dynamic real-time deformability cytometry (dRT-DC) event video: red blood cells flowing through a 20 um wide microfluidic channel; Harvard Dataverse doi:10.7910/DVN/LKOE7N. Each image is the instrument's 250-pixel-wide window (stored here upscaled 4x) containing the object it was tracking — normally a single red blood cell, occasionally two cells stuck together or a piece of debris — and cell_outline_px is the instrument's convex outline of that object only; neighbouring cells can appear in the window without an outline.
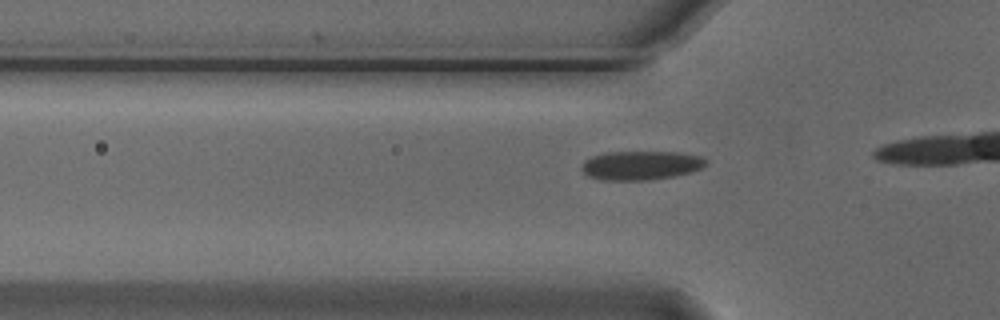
{"species": "Egyptian fruit bat (a non-hibernating species)", "species_latin": "Rousettus aegyptiacus", "temperature_condition": "cold", "stored_images_in_passage": 16, "camera_frame_rate_fps": 3000, "um_per_image_px": 0.085, "animal": {"sex": "male"}, "frame": {"image": 1, "passage_image": 11, "time_ms": 3.333, "image_size_px": [1000, 320], "cell_outline_px": [[708, 164], [700, 168], [676, 176], [652, 180], [600, 180], [588, 176], [580, 168], [584, 160], [592, 156], [608, 152], [676, 152], [704, 156], [708, 160]], "centroid_in_image_um": [54.49, 14.06], "position_along_channel_um": 71.3, "area_um2": 21.21}}
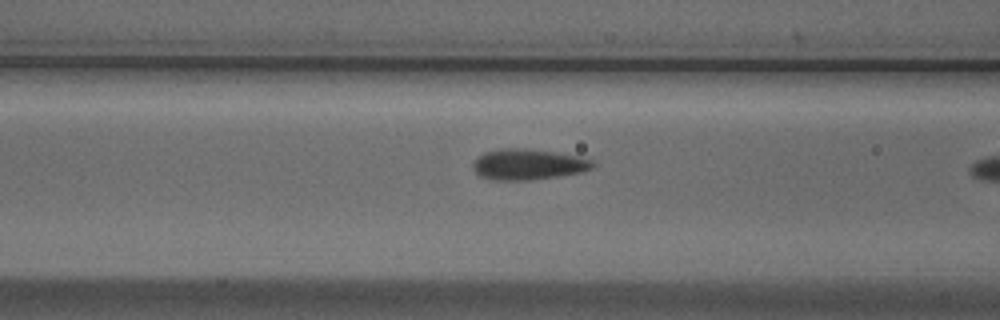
{"frame": {"image": 2, "passage_image": 15, "time_ms": 4.667, "image_size_px": [1000, 320], "cell_outline_px": [[596, 164], [592, 168], [580, 172], [560, 176], [528, 180], [492, 180], [480, 176], [472, 168], [472, 164], [476, 156], [484, 152], [504, 148], [524, 148], [556, 152], [576, 156], [592, 160]], "centroid_in_image_um": [44.85, 13.97], "position_along_channel_um": 121.8, "area_um2": 21.56}}